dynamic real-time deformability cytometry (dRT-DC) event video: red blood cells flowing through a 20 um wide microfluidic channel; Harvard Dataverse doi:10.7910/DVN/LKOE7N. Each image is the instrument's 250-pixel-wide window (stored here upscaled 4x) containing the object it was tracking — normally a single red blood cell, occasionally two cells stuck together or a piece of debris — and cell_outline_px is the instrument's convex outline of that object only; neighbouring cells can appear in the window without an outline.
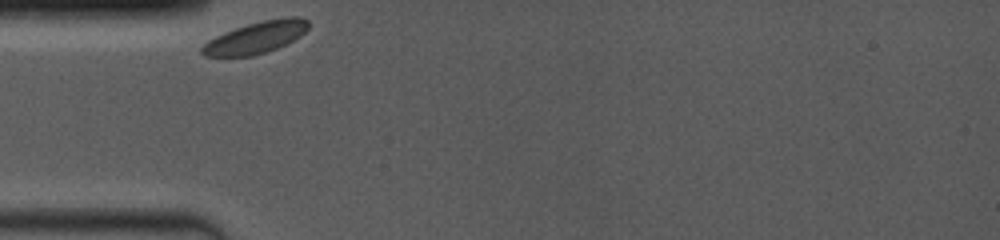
{"species": "common noctule bat (a hibernating species)", "species_latin": "Nyctalus noctula", "temperature_condition": "room temperature", "stored_images_in_passage": 2, "camera_frame_rate_fps": 4000, "um_per_image_px": 0.085, "animal": {"sex": "female", "body_mass_g": 19.0, "forearm_length_mm": 53.3}, "frame": {"image": 1, "passage_image": 1, "time_ms": 0.0, "image_size_px": [1000, 240], "cell_outline_px": [[308, 28], [300, 36], [276, 48], [252, 56], [204, 56], [200, 52], [200, 48], [208, 40], [224, 32], [248, 24], [264, 20], [284, 16], [300, 16], [308, 20]], "centroid_in_image_um": [21.75, 3.17], "position_along_channel_um": 63.3, "area_um2": 19.54}}
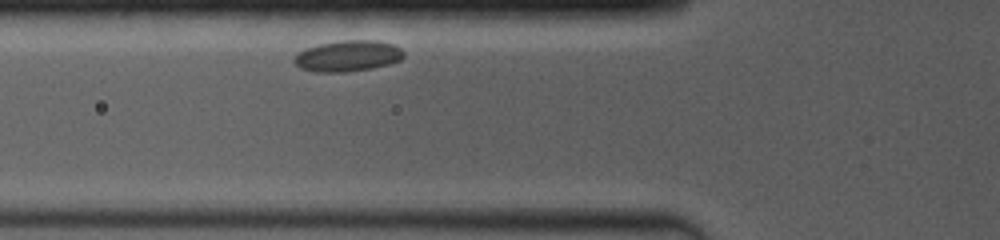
{"frame": {"image": 2, "passage_image": 2, "time_ms": 1.0, "image_size_px": [1000, 240], "cell_outline_px": [[404, 56], [400, 60], [388, 64], [372, 68], [348, 72], [316, 72], [300, 68], [292, 60], [300, 52], [308, 48], [320, 44], [344, 40], [376, 40], [392, 44], [400, 48], [404, 52]], "centroid_in_image_um": [29.59, 4.76], "position_along_channel_um": 96.2, "area_um2": 19.65}}